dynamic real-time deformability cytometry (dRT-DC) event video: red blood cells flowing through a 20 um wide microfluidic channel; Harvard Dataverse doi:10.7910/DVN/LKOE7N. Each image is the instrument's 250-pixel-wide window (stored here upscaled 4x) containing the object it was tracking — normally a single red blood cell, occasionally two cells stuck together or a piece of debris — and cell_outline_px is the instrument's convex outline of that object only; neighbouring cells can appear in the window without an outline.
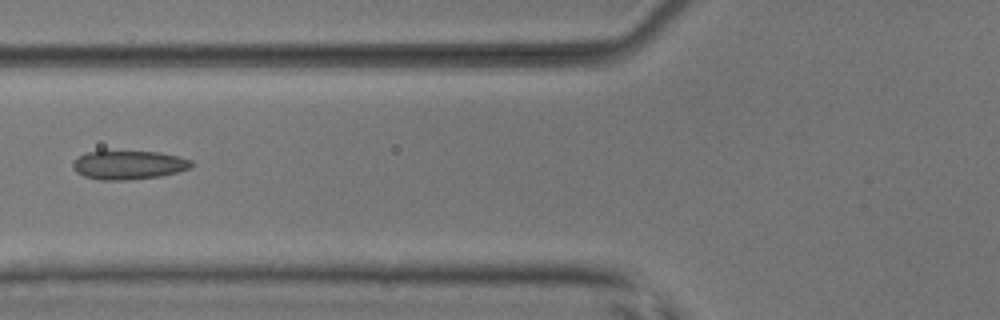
{"species": "common noctule bat (a hibernating species)", "species_latin": "Nyctalus noctula", "temperature_condition": "room temperature", "stored_images_in_passage": 7, "camera_frame_rate_fps": 3000, "um_per_image_px": 0.085, "animal": {"sex": "male", "body_mass_g": 17.9, "forearm_length_mm": 54.2}, "frame": {"image": 1, "passage_image": 6, "time_ms": 5.667, "image_size_px": [1000, 320], "cell_outline_px": [[196, 164], [192, 168], [160, 176], [128, 180], [100, 180], [84, 176], [76, 172], [72, 168], [72, 164], [80, 156], [88, 152], [160, 152], [192, 160]], "centroid_in_image_um": [10.98, 14.04], "position_along_channel_um": 114.8, "area_um2": 19.71}}
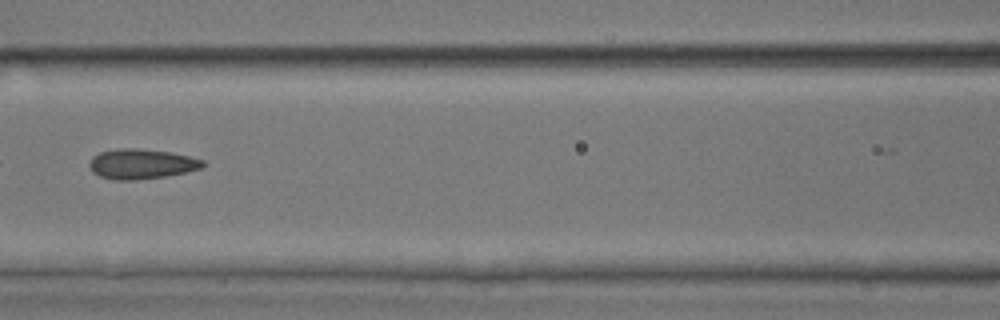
{"frame": {"image": 2, "passage_image": 7, "time_ms": 6.667, "image_size_px": [1000, 320], "cell_outline_px": [[204, 164], [200, 168], [184, 172], [164, 176], [136, 180], [116, 180], [100, 176], [92, 172], [88, 164], [92, 156], [100, 152], [120, 148], [136, 148], [168, 152], [188, 156], [204, 160]], "centroid_in_image_um": [11.96, 13.93], "position_along_channel_um": 154.6, "area_um2": 19.59}}